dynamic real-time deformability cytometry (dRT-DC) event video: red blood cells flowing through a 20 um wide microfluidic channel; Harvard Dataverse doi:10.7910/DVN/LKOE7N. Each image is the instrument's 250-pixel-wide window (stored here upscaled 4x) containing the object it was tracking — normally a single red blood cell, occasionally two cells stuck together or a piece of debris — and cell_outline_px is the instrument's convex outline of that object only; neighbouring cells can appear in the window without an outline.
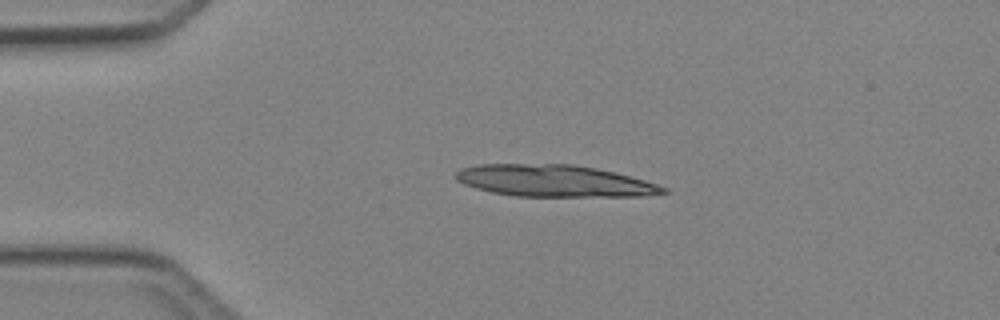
{"species": "Egyptian fruit bat (a non-hibernating species)", "species_latin": "Rousettus aegyptiacus", "temperature_condition": "cold", "stored_images_in_passage": 3, "camera_frame_rate_fps": 3000, "um_per_image_px": 0.085, "animal": {"sex": "female"}, "frame": {"image": 1, "passage_image": 3, "time_ms": 2.333, "image_size_px": [1000, 320], "cell_outline_px": [[668, 192], [648, 196], [516, 196], [492, 192], [476, 188], [464, 184], [456, 180], [452, 176], [460, 168], [476, 164], [572, 164], [596, 168], [616, 172], [644, 180], [668, 188]], "centroid_in_image_um": [47.09, 15.37], "position_along_channel_um": 37.9, "area_um2": 38.61}}